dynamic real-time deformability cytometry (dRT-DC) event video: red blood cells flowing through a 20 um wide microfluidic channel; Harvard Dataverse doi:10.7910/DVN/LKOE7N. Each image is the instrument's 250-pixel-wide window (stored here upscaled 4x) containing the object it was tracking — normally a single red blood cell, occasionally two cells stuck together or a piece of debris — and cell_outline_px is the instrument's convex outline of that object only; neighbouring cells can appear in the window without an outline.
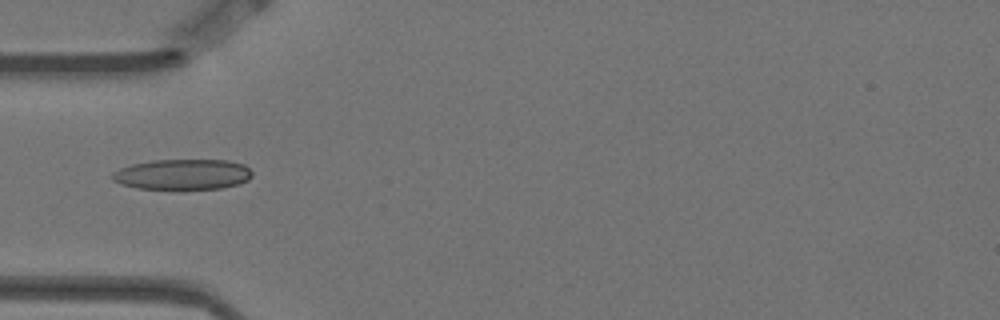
{"species": "Egyptian fruit bat (a non-hibernating species)", "species_latin": "Rousettus aegyptiacus", "temperature_condition": "warm", "stored_images_in_passage": 11, "camera_frame_rate_fps": 3000, "um_per_image_px": 0.085, "animal": {"sex": "female"}, "frame": {"image": 1, "passage_image": 3, "time_ms": 0.667, "image_size_px": [1000, 320], "cell_outline_px": [[252, 176], [248, 180], [240, 184], [220, 188], [176, 192], [136, 188], [120, 184], [112, 180], [108, 176], [112, 172], [120, 168], [132, 164], [152, 160], [228, 160], [244, 164], [252, 172]], "centroid_in_image_um": [15.48, 14.87], "position_along_channel_um": 69.5, "area_um2": 26.07}}
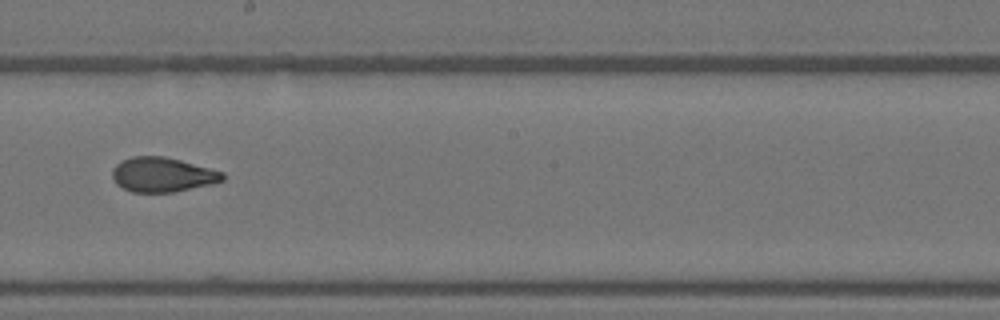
{"frame": {"image": 2, "passage_image": 7, "time_ms": 2.0, "image_size_px": [1000, 320], "cell_outline_px": [[224, 180], [212, 184], [172, 192], [132, 192], [116, 184], [112, 176], [112, 168], [120, 160], [132, 156], [164, 156], [180, 160], [224, 172]], "centroid_in_image_um": [13.78, 14.84], "position_along_channel_um": 234.4, "area_um2": 22.25}}
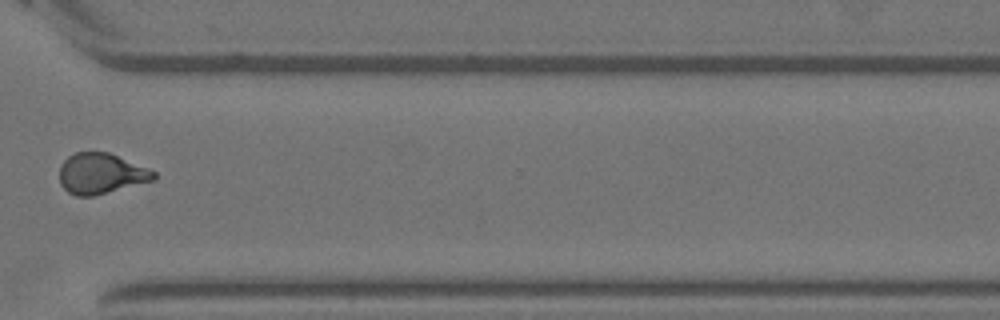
{"frame": {"image": 3, "passage_image": 10, "time_ms": 3.0, "image_size_px": [1000, 320], "cell_outline_px": [[156, 180], [92, 196], [76, 196], [68, 192], [60, 184], [60, 164], [68, 156], [76, 152], [108, 152], [148, 168], [156, 172]], "centroid_in_image_um": [8.58, 14.75], "position_along_channel_um": 362.0, "area_um2": 22.31}}